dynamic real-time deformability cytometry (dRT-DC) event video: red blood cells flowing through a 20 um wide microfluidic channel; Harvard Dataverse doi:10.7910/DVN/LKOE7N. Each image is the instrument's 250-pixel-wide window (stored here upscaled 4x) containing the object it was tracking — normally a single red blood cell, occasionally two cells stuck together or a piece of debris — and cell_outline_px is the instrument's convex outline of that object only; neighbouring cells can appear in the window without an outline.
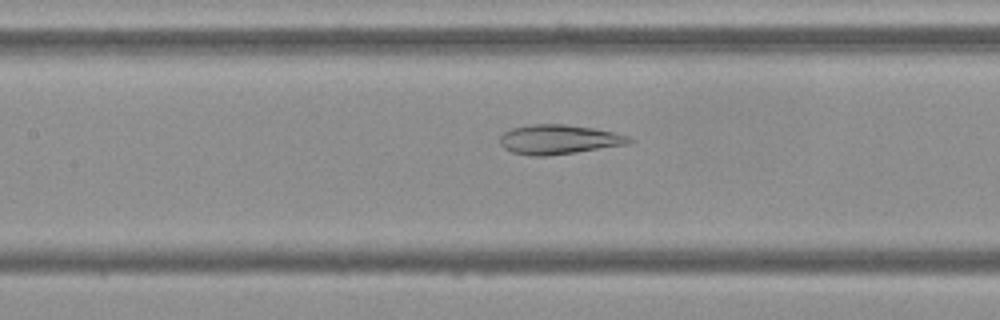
{"species": "Egyptian fruit bat (a non-hibernating species)", "species_latin": "Rousettus aegyptiacus", "temperature_condition": "cold", "stored_images_in_passage": 54, "camera_frame_rate_fps": 3000, "um_per_image_px": 0.085, "frame": {"image": 1, "passage_image": 24, "time_ms": 7.667, "image_size_px": [1000, 320], "cell_outline_px": [[636, 140], [628, 144], [576, 152], [544, 156], [528, 156], [512, 152], [504, 148], [500, 144], [500, 136], [504, 132], [512, 128], [532, 124], [564, 124], [592, 128], [612, 132], [628, 136]], "centroid_in_image_um": [47.48, 11.86], "position_along_channel_um": 159.9, "area_um2": 22.14}}
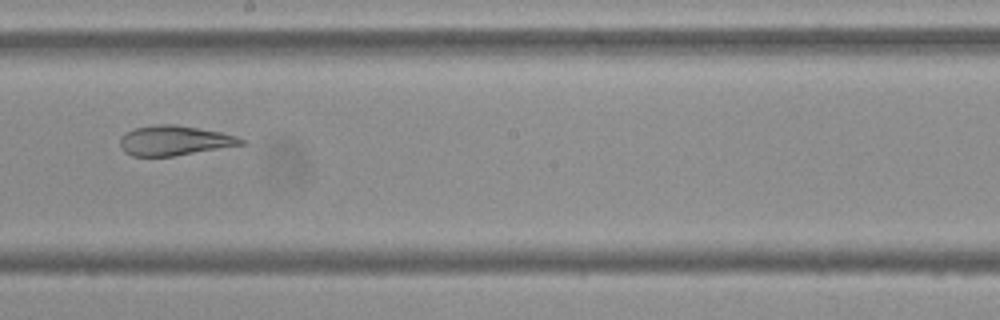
{"frame": {"image": 2, "passage_image": 30, "time_ms": 9.667, "image_size_px": [1000, 320], "cell_outline_px": [[244, 144], [172, 156], [132, 156], [124, 152], [120, 148], [120, 136], [124, 132], [136, 128], [152, 124], [176, 124], [220, 132], [236, 136], [244, 140]], "centroid_in_image_um": [14.75, 11.94], "position_along_channel_um": 233.5, "area_um2": 20.98}}
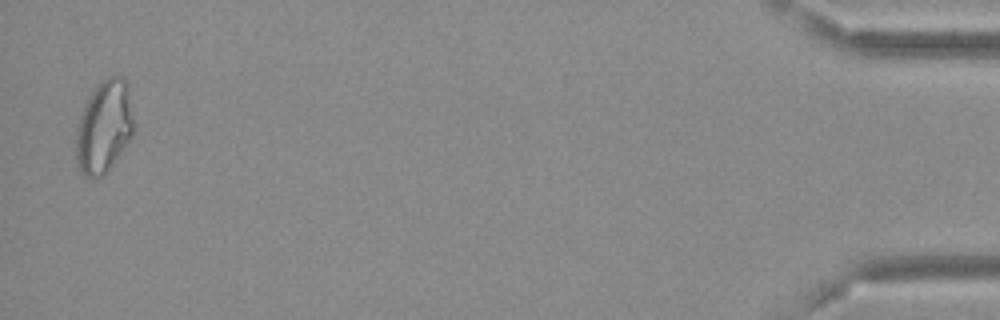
{"frame": {"image": 3, "passage_image": 53, "time_ms": 17.333, "image_size_px": [1000, 320], "cell_outline_px": [[132, 136], [104, 176], [84, 176], [80, 172], [76, 164], [76, 128], [84, 104], [96, 84], [100, 80], [108, 76], [124, 76], [128, 80], [132, 116]], "centroid_in_image_um": [8.83, 10.73], "position_along_channel_um": 426.4, "area_um2": 31.27}, "authors_computed_cell_mechanics": {"area_um2": 26.3857, "velocity_mm_per_s": 3.6847, "shape_relaxation_time_tau1_ms": null, "shape_relaxation_time_tau2_ms": 2.8746, "deformation_change_tau1": null, "deformation_change_tau2": 0.0902}}